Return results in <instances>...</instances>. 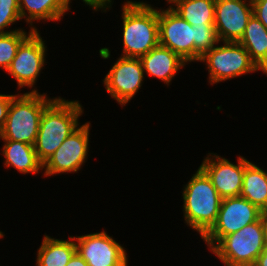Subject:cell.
Returning a JSON list of instances; mask_svg holds the SVG:
<instances>
[{"label": "cell", "mask_w": 267, "mask_h": 266, "mask_svg": "<svg viewBox=\"0 0 267 266\" xmlns=\"http://www.w3.org/2000/svg\"><path fill=\"white\" fill-rule=\"evenodd\" d=\"M266 241L261 220L223 237L210 251L224 266H244L256 262Z\"/></svg>", "instance_id": "obj_6"}, {"label": "cell", "mask_w": 267, "mask_h": 266, "mask_svg": "<svg viewBox=\"0 0 267 266\" xmlns=\"http://www.w3.org/2000/svg\"><path fill=\"white\" fill-rule=\"evenodd\" d=\"M240 197H244L261 211L267 209V171L250 161L244 170Z\"/></svg>", "instance_id": "obj_20"}, {"label": "cell", "mask_w": 267, "mask_h": 266, "mask_svg": "<svg viewBox=\"0 0 267 266\" xmlns=\"http://www.w3.org/2000/svg\"><path fill=\"white\" fill-rule=\"evenodd\" d=\"M19 93L12 97L0 139L34 145L42 113L56 97L40 92Z\"/></svg>", "instance_id": "obj_4"}, {"label": "cell", "mask_w": 267, "mask_h": 266, "mask_svg": "<svg viewBox=\"0 0 267 266\" xmlns=\"http://www.w3.org/2000/svg\"><path fill=\"white\" fill-rule=\"evenodd\" d=\"M253 5L248 0H216L214 26L222 42H239L249 19Z\"/></svg>", "instance_id": "obj_14"}, {"label": "cell", "mask_w": 267, "mask_h": 266, "mask_svg": "<svg viewBox=\"0 0 267 266\" xmlns=\"http://www.w3.org/2000/svg\"><path fill=\"white\" fill-rule=\"evenodd\" d=\"M69 4L72 3L73 0H68ZM85 5L89 6L94 12L100 11L103 13L110 11L113 5L114 0H81ZM110 9V10H109Z\"/></svg>", "instance_id": "obj_25"}, {"label": "cell", "mask_w": 267, "mask_h": 266, "mask_svg": "<svg viewBox=\"0 0 267 266\" xmlns=\"http://www.w3.org/2000/svg\"><path fill=\"white\" fill-rule=\"evenodd\" d=\"M199 62L205 64L209 74L208 83L211 86L261 71L239 42L220 41L206 52Z\"/></svg>", "instance_id": "obj_5"}, {"label": "cell", "mask_w": 267, "mask_h": 266, "mask_svg": "<svg viewBox=\"0 0 267 266\" xmlns=\"http://www.w3.org/2000/svg\"><path fill=\"white\" fill-rule=\"evenodd\" d=\"M239 43L261 72L267 76V28L254 14L249 19Z\"/></svg>", "instance_id": "obj_18"}, {"label": "cell", "mask_w": 267, "mask_h": 266, "mask_svg": "<svg viewBox=\"0 0 267 266\" xmlns=\"http://www.w3.org/2000/svg\"><path fill=\"white\" fill-rule=\"evenodd\" d=\"M75 236L76 251L88 266H128L125 247L107 231Z\"/></svg>", "instance_id": "obj_11"}, {"label": "cell", "mask_w": 267, "mask_h": 266, "mask_svg": "<svg viewBox=\"0 0 267 266\" xmlns=\"http://www.w3.org/2000/svg\"><path fill=\"white\" fill-rule=\"evenodd\" d=\"M260 220L263 224L264 237L267 244V209L262 210Z\"/></svg>", "instance_id": "obj_30"}, {"label": "cell", "mask_w": 267, "mask_h": 266, "mask_svg": "<svg viewBox=\"0 0 267 266\" xmlns=\"http://www.w3.org/2000/svg\"><path fill=\"white\" fill-rule=\"evenodd\" d=\"M144 75L155 77L170 86L172 80L188 63L169 48L158 45L140 58Z\"/></svg>", "instance_id": "obj_15"}, {"label": "cell", "mask_w": 267, "mask_h": 266, "mask_svg": "<svg viewBox=\"0 0 267 266\" xmlns=\"http://www.w3.org/2000/svg\"><path fill=\"white\" fill-rule=\"evenodd\" d=\"M145 77L140 58L120 56L102 81L111 98L124 107L139 92Z\"/></svg>", "instance_id": "obj_10"}, {"label": "cell", "mask_w": 267, "mask_h": 266, "mask_svg": "<svg viewBox=\"0 0 267 266\" xmlns=\"http://www.w3.org/2000/svg\"><path fill=\"white\" fill-rule=\"evenodd\" d=\"M66 266H88V264L76 251Z\"/></svg>", "instance_id": "obj_28"}, {"label": "cell", "mask_w": 267, "mask_h": 266, "mask_svg": "<svg viewBox=\"0 0 267 266\" xmlns=\"http://www.w3.org/2000/svg\"><path fill=\"white\" fill-rule=\"evenodd\" d=\"M252 5L253 14L267 28V0H255Z\"/></svg>", "instance_id": "obj_27"}, {"label": "cell", "mask_w": 267, "mask_h": 266, "mask_svg": "<svg viewBox=\"0 0 267 266\" xmlns=\"http://www.w3.org/2000/svg\"><path fill=\"white\" fill-rule=\"evenodd\" d=\"M261 212L258 207L244 197L223 198L215 224L202 237L207 249L211 250L223 237L258 221Z\"/></svg>", "instance_id": "obj_8"}, {"label": "cell", "mask_w": 267, "mask_h": 266, "mask_svg": "<svg viewBox=\"0 0 267 266\" xmlns=\"http://www.w3.org/2000/svg\"><path fill=\"white\" fill-rule=\"evenodd\" d=\"M40 31H33L18 47L15 58L6 71L9 76L15 79L20 88L28 87L31 91L38 92L36 85L37 78L45 68L47 46L42 39ZM34 87V88H33ZM36 88V89H35Z\"/></svg>", "instance_id": "obj_7"}, {"label": "cell", "mask_w": 267, "mask_h": 266, "mask_svg": "<svg viewBox=\"0 0 267 266\" xmlns=\"http://www.w3.org/2000/svg\"><path fill=\"white\" fill-rule=\"evenodd\" d=\"M182 190L184 223L202 238L215 224L222 198L200 167Z\"/></svg>", "instance_id": "obj_3"}, {"label": "cell", "mask_w": 267, "mask_h": 266, "mask_svg": "<svg viewBox=\"0 0 267 266\" xmlns=\"http://www.w3.org/2000/svg\"><path fill=\"white\" fill-rule=\"evenodd\" d=\"M166 3L192 26L214 24L216 0H165ZM171 4V5H170Z\"/></svg>", "instance_id": "obj_21"}, {"label": "cell", "mask_w": 267, "mask_h": 266, "mask_svg": "<svg viewBox=\"0 0 267 266\" xmlns=\"http://www.w3.org/2000/svg\"><path fill=\"white\" fill-rule=\"evenodd\" d=\"M5 236L4 232L0 231V239H3Z\"/></svg>", "instance_id": "obj_31"}, {"label": "cell", "mask_w": 267, "mask_h": 266, "mask_svg": "<svg viewBox=\"0 0 267 266\" xmlns=\"http://www.w3.org/2000/svg\"><path fill=\"white\" fill-rule=\"evenodd\" d=\"M193 28L194 62H199L200 58L212 47L216 46L220 40L214 24L194 25Z\"/></svg>", "instance_id": "obj_23"}, {"label": "cell", "mask_w": 267, "mask_h": 266, "mask_svg": "<svg viewBox=\"0 0 267 266\" xmlns=\"http://www.w3.org/2000/svg\"><path fill=\"white\" fill-rule=\"evenodd\" d=\"M68 239H56L45 234L37 250L36 266H66L76 252L73 235Z\"/></svg>", "instance_id": "obj_19"}, {"label": "cell", "mask_w": 267, "mask_h": 266, "mask_svg": "<svg viewBox=\"0 0 267 266\" xmlns=\"http://www.w3.org/2000/svg\"><path fill=\"white\" fill-rule=\"evenodd\" d=\"M244 266H258V265H256L255 263H252V264H247V265H244Z\"/></svg>", "instance_id": "obj_32"}, {"label": "cell", "mask_w": 267, "mask_h": 266, "mask_svg": "<svg viewBox=\"0 0 267 266\" xmlns=\"http://www.w3.org/2000/svg\"><path fill=\"white\" fill-rule=\"evenodd\" d=\"M81 103L57 96L43 111L34 149L44 164L63 141L80 126Z\"/></svg>", "instance_id": "obj_2"}, {"label": "cell", "mask_w": 267, "mask_h": 266, "mask_svg": "<svg viewBox=\"0 0 267 266\" xmlns=\"http://www.w3.org/2000/svg\"><path fill=\"white\" fill-rule=\"evenodd\" d=\"M249 162L250 160L244 156L238 155L235 164L217 153L209 152L199 167L207 174L212 185L223 199L240 195L244 170Z\"/></svg>", "instance_id": "obj_13"}, {"label": "cell", "mask_w": 267, "mask_h": 266, "mask_svg": "<svg viewBox=\"0 0 267 266\" xmlns=\"http://www.w3.org/2000/svg\"><path fill=\"white\" fill-rule=\"evenodd\" d=\"M159 45L194 63V28L170 6L158 8Z\"/></svg>", "instance_id": "obj_12"}, {"label": "cell", "mask_w": 267, "mask_h": 266, "mask_svg": "<svg viewBox=\"0 0 267 266\" xmlns=\"http://www.w3.org/2000/svg\"><path fill=\"white\" fill-rule=\"evenodd\" d=\"M21 21L18 0H0V34L10 33L23 28L11 30V26ZM6 29V30H5ZM9 29V30H8Z\"/></svg>", "instance_id": "obj_24"}, {"label": "cell", "mask_w": 267, "mask_h": 266, "mask_svg": "<svg viewBox=\"0 0 267 266\" xmlns=\"http://www.w3.org/2000/svg\"><path fill=\"white\" fill-rule=\"evenodd\" d=\"M15 94H0V135L4 128L8 109L12 100V97Z\"/></svg>", "instance_id": "obj_26"}, {"label": "cell", "mask_w": 267, "mask_h": 266, "mask_svg": "<svg viewBox=\"0 0 267 266\" xmlns=\"http://www.w3.org/2000/svg\"><path fill=\"white\" fill-rule=\"evenodd\" d=\"M20 18L33 31H38L35 22L62 21L64 15L71 10L68 0H18ZM66 13V14H65Z\"/></svg>", "instance_id": "obj_16"}, {"label": "cell", "mask_w": 267, "mask_h": 266, "mask_svg": "<svg viewBox=\"0 0 267 266\" xmlns=\"http://www.w3.org/2000/svg\"><path fill=\"white\" fill-rule=\"evenodd\" d=\"M255 264L258 266H267V245L265 246V249L257 257Z\"/></svg>", "instance_id": "obj_29"}, {"label": "cell", "mask_w": 267, "mask_h": 266, "mask_svg": "<svg viewBox=\"0 0 267 266\" xmlns=\"http://www.w3.org/2000/svg\"><path fill=\"white\" fill-rule=\"evenodd\" d=\"M147 1L126 0L122 4V42L120 56L141 58L159 45L158 7Z\"/></svg>", "instance_id": "obj_1"}, {"label": "cell", "mask_w": 267, "mask_h": 266, "mask_svg": "<svg viewBox=\"0 0 267 266\" xmlns=\"http://www.w3.org/2000/svg\"><path fill=\"white\" fill-rule=\"evenodd\" d=\"M0 153L4 156V166L14 168L17 172L25 174H39L43 171V164L39 161L34 145L20 141L2 140Z\"/></svg>", "instance_id": "obj_17"}, {"label": "cell", "mask_w": 267, "mask_h": 266, "mask_svg": "<svg viewBox=\"0 0 267 266\" xmlns=\"http://www.w3.org/2000/svg\"><path fill=\"white\" fill-rule=\"evenodd\" d=\"M90 121L74 130L43 164L44 177L78 173L88 160Z\"/></svg>", "instance_id": "obj_9"}, {"label": "cell", "mask_w": 267, "mask_h": 266, "mask_svg": "<svg viewBox=\"0 0 267 266\" xmlns=\"http://www.w3.org/2000/svg\"><path fill=\"white\" fill-rule=\"evenodd\" d=\"M33 32L29 29L16 30L6 34H0V67L3 71H7L15 58L20 44Z\"/></svg>", "instance_id": "obj_22"}]
</instances>
